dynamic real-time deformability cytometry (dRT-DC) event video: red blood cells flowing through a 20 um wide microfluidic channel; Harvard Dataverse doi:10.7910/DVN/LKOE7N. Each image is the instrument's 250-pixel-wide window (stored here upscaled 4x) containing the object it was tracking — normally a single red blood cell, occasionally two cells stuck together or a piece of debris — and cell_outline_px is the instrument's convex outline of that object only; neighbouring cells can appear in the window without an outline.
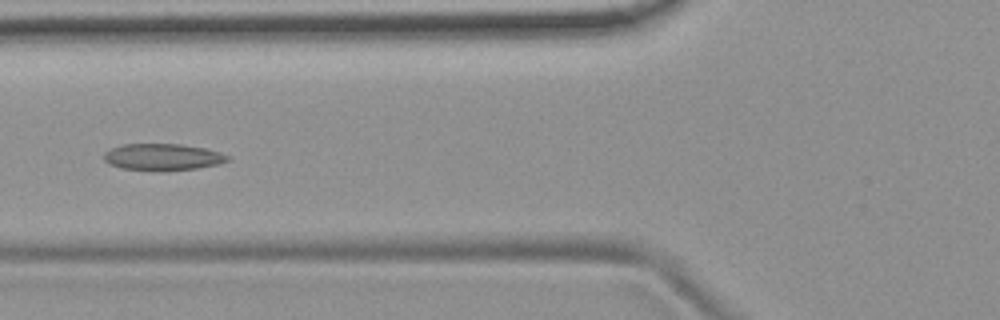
{"species": "common noctule bat (a hibernating species)", "species_latin": "Nyctalus noctula", "temperature_condition": "room temperature", "stored_images_in_passage": 48, "camera_frame_rate_fps": 3000, "um_per_image_px": 0.085, "animal": {"sex": "female", "body_mass_g": 19.9}, "frame": {"image": 1, "passage_image": 20, "time_ms": 6.333, "image_size_px": [1000, 320], "cell_outline_px": [[232, 156], [228, 160], [220, 164], [196, 168], [164, 172], [152, 172], [120, 168], [108, 164], [104, 160], [104, 152], [120, 144], [180, 144], [208, 148]], "centroid_in_image_um": [13.83, 13.36], "position_along_channel_um": 112.0, "area_um2": 19.88}}
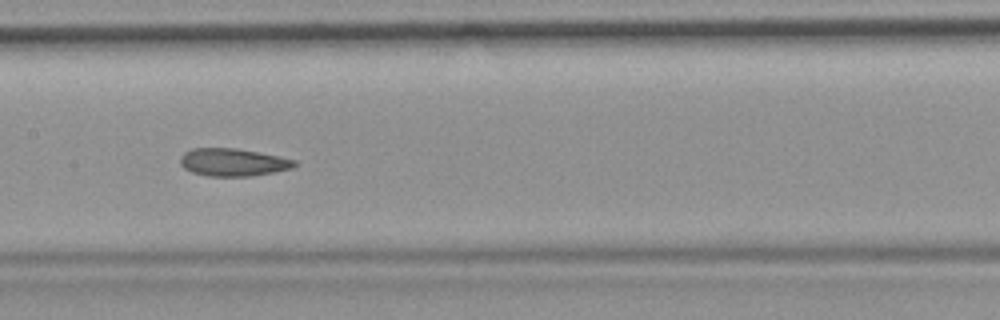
{"frame": {"image": 2, "passage_image": 26, "time_ms": 8.333, "image_size_px": [1000, 320], "cell_outline_px": [[300, 164], [292, 168], [272, 172], [248, 176], [208, 176], [192, 172], [184, 168], [180, 164], [180, 156], [184, 152], [192, 148], [236, 148], [296, 160]], "centroid_in_image_um": [19.78, 13.79], "position_along_channel_um": 187.6, "area_um2": 18.32}}
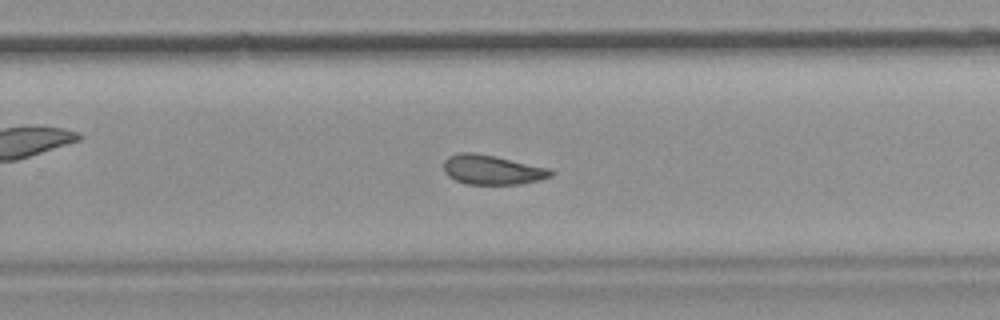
{"frame": {"image": 3, "passage_image": 34, "time_ms": 11.0, "image_size_px": [1000, 320], "cell_outline_px": [[556, 172], [552, 176], [540, 180], [520, 184], [464, 184], [448, 176], [444, 172], [444, 160], [448, 156], [456, 152], [476, 152], [552, 168]], "centroid_in_image_um": [41.86, 14.42], "position_along_channel_um": 287.9, "area_um2": 18.84}, "authors_computed_cell_mechanics": {"area_um2": 19.8832, "velocity_mm_per_s": 3.7865, "shape_relaxation_time_tau1_ms": null, "shape_relaxation_time_tau2_ms": 2.2774, "deformation_change_tau1": null, "deformation_change_tau2": 0.096}}